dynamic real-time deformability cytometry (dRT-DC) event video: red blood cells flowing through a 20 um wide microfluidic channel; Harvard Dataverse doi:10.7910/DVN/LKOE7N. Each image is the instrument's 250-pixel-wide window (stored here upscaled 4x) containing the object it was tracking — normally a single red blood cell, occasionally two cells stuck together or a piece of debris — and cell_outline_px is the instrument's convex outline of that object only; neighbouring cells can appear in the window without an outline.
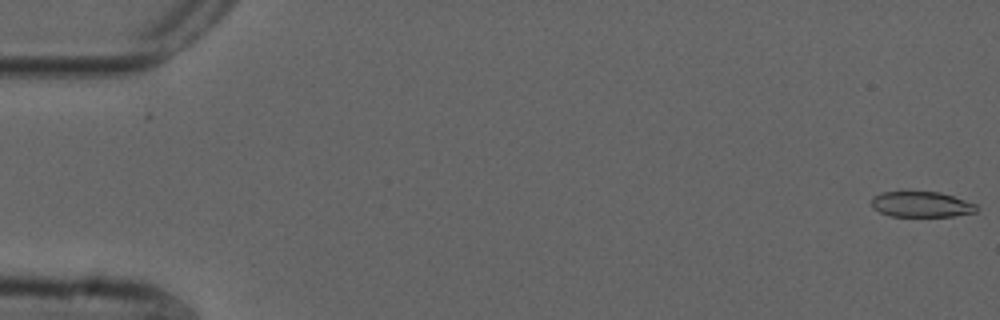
{"species": "common noctule bat (a hibernating species)", "species_latin": "Nyctalus noctula", "temperature_condition": "cold", "stored_images_in_passage": 55, "camera_frame_rate_fps": 3000, "um_per_image_px": 0.085, "animal": {"sex": "male", "forearm_length_mm": 52.5}, "frame": {"image": 1, "passage_image": 1, "time_ms": 0.0, "image_size_px": [1000, 320], "cell_outline_px": [[980, 208], [976, 212], [952, 216], [888, 216], [872, 208], [872, 196], [880, 192], [940, 192], [976, 204]], "centroid_in_image_um": [78.3, 17.37], "position_along_channel_um": 6.7, "area_um2": 15.66}}
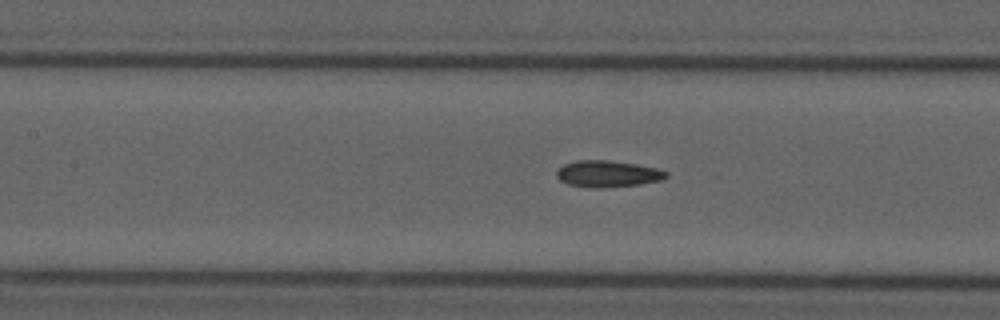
{"frame": {"image": 2, "passage_image": 25, "time_ms": 8.0, "image_size_px": [1000, 320], "cell_outline_px": [[668, 176], [660, 180], [640, 184], [600, 188], [588, 188], [568, 184], [560, 180], [556, 176], [556, 172], [564, 164], [576, 160], [608, 160], [636, 164], [656, 168], [668, 172]], "centroid_in_image_um": [51.63, 14.78], "position_along_channel_um": 155.8, "area_um2": 16.94}}
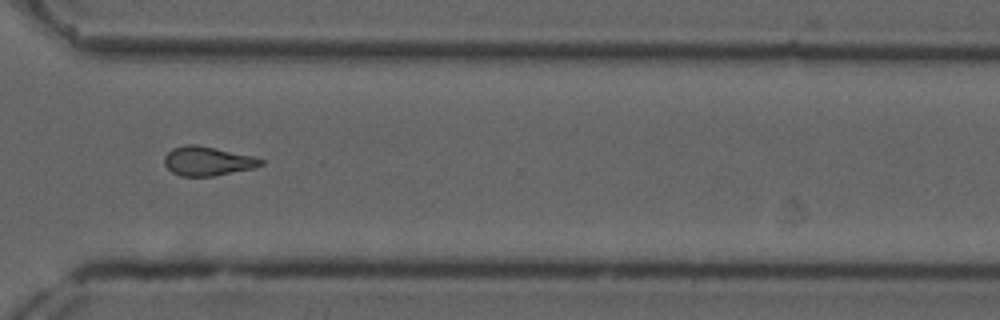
{"frame": {"image": 3, "passage_image": 41, "time_ms": 13.333, "image_size_px": [1000, 320], "cell_outline_px": [[264, 164], [256, 168], [212, 176], [180, 176], [172, 172], [164, 164], [164, 156], [172, 148], [184, 144], [196, 144], [256, 156], [264, 160]], "centroid_in_image_um": [17.67, 13.68], "position_along_channel_um": 352.9, "area_um2": 16.65}, "authors_computed_cell_mechanics": {"area_um2": 16.5886, "velocity_mm_per_s": 3.7071, "shape_relaxation_time_tau1_ms": 9.8388, "shape_relaxation_time_tau2_ms": 3.3713, "deformation_change_tau1": 0.1846, "deformation_change_tau2": 0.1059}}